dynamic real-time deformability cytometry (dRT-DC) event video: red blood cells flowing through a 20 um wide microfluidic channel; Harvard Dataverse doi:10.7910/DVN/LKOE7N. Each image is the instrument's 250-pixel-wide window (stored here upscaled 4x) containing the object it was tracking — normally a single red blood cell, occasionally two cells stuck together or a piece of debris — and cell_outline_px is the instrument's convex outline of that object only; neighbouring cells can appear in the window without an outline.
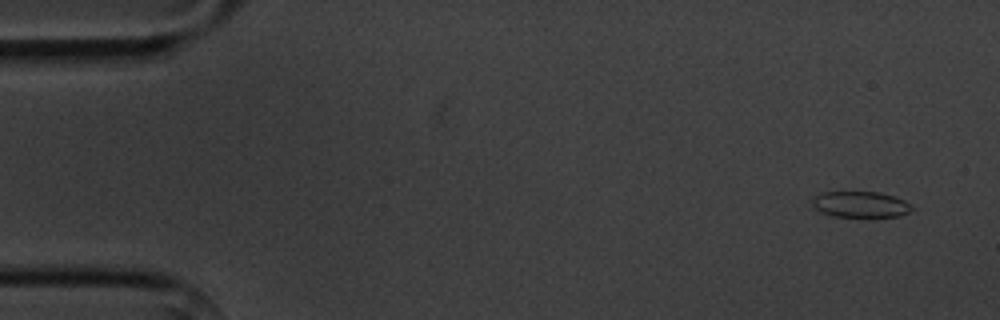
{"species": "common noctule bat (a hibernating species)", "species_latin": "Nyctalus noctula", "temperature_condition": "cold", "stored_images_in_passage": 4, "camera_frame_rate_fps": 3000, "um_per_image_px": 0.085, "animal": {"sex": "male", "body_mass_g": 20.1, "forearm_length_mm": 53.5}, "frame": {"image": 1, "passage_image": 1, "time_ms": 0.0, "image_size_px": [1000, 320], "cell_outline_px": [[912, 208], [908, 212], [900, 216], [832, 216], [820, 212], [812, 204], [812, 196], [820, 192], [880, 192], [904, 200], [912, 204]], "centroid_in_image_um": [73.1, 17.36], "position_along_channel_um": 11.9, "area_um2": 15.03}}
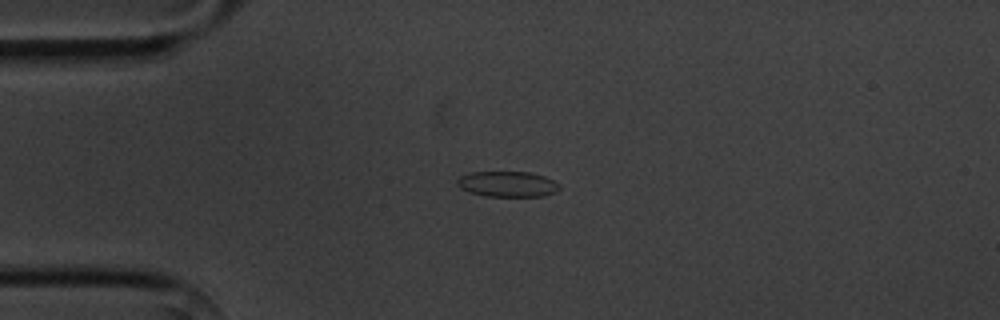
{"frame": {"image": 2, "passage_image": 3, "time_ms": 3.333, "image_size_px": [1000, 320], "cell_outline_px": [[560, 188], [556, 192], [544, 196], [484, 196], [468, 192], [460, 188], [456, 184], [456, 180], [460, 176], [472, 172], [528, 172], [544, 176], [560, 184]], "centroid_in_image_um": [43.12, 15.65], "position_along_channel_um": 41.9, "area_um2": 15.32}}